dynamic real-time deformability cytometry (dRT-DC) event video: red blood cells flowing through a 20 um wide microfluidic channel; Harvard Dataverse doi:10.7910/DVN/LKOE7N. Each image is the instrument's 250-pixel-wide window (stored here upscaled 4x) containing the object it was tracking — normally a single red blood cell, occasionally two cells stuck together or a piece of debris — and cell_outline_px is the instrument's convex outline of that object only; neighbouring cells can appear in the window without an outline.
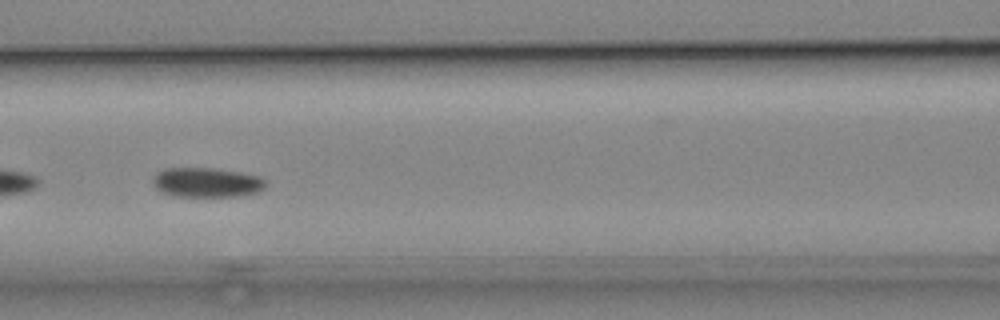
{"species": "common noctule bat (a hibernating species)", "species_latin": "Nyctalus noctula", "temperature_condition": "cold", "stored_images_in_passage": 54, "camera_frame_rate_fps": 3000, "um_per_image_px": 0.085, "animal": {"sex": "male", "body_mass_g": 19.2, "forearm_length_mm": 51.8}, "frame": {"image": 1, "passage_image": 23, "time_ms": 7.333, "image_size_px": [1000, 320], "cell_outline_px": [[264, 188], [256, 192], [236, 196], [176, 196], [164, 192], [156, 188], [152, 180], [164, 168], [216, 168], [240, 172], [260, 176], [264, 180]], "centroid_in_image_um": [17.58, 15.49], "position_along_channel_um": 149.0, "area_um2": 19.13}}
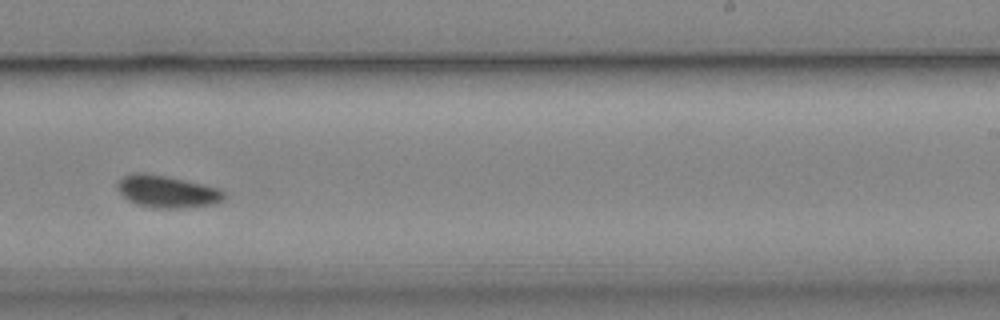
{"frame": {"image": 2, "passage_image": 33, "time_ms": 10.667, "image_size_px": [1000, 320], "cell_outline_px": [[224, 200], [212, 204], [180, 208], [152, 208], [136, 204], [128, 200], [116, 188], [116, 184], [124, 176], [132, 172], [144, 172], [168, 176], [216, 188], [224, 192]], "centroid_in_image_um": [14.13, 16.27], "position_along_channel_um": 274.9, "area_um2": 19.88}}
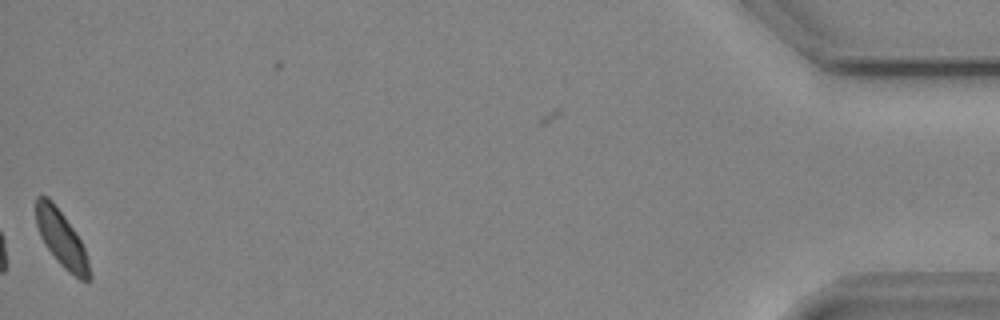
{"frame": {"image": 3, "passage_image": 53, "time_ms": 17.333, "image_size_px": [1000, 320], "cell_outline_px": [[92, 280], [80, 280], [68, 272], [56, 260], [44, 244], [40, 236], [36, 224], [36, 196], [48, 196], [52, 200], [64, 216], [80, 240], [84, 248], [88, 260], [92, 276]], "centroid_in_image_um": [5.22, 20.32], "position_along_channel_um": 430.0, "area_um2": 17.46}}